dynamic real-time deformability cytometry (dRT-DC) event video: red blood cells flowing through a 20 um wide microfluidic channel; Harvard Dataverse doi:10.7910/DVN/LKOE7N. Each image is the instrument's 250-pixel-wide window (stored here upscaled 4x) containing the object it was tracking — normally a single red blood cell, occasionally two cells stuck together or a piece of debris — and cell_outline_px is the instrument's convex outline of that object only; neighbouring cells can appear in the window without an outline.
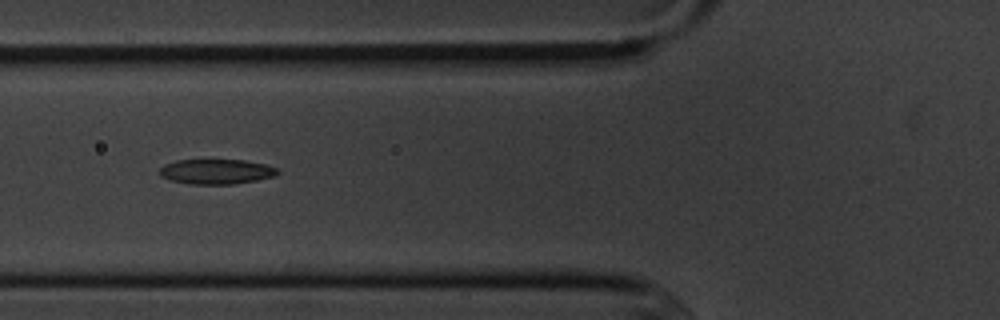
{"species": "common noctule bat (a hibernating species)", "species_latin": "Nyctalus noctula", "temperature_condition": "cold", "stored_images_in_passage": 6, "camera_frame_rate_fps": 3000, "um_per_image_px": 0.085, "animal": {"sex": "male", "body_mass_g": 20.1, "forearm_length_mm": 53.5}, "frame": {"image": 1, "passage_image": 6, "time_ms": 5.667, "image_size_px": [1000, 320], "cell_outline_px": [[280, 172], [276, 176], [236, 184], [188, 184], [168, 180], [160, 176], [160, 168], [164, 164], [176, 160], [244, 160], [264, 164], [276, 168]], "centroid_in_image_um": [18.36, 14.59], "position_along_channel_um": 107.4, "area_um2": 17.28}}